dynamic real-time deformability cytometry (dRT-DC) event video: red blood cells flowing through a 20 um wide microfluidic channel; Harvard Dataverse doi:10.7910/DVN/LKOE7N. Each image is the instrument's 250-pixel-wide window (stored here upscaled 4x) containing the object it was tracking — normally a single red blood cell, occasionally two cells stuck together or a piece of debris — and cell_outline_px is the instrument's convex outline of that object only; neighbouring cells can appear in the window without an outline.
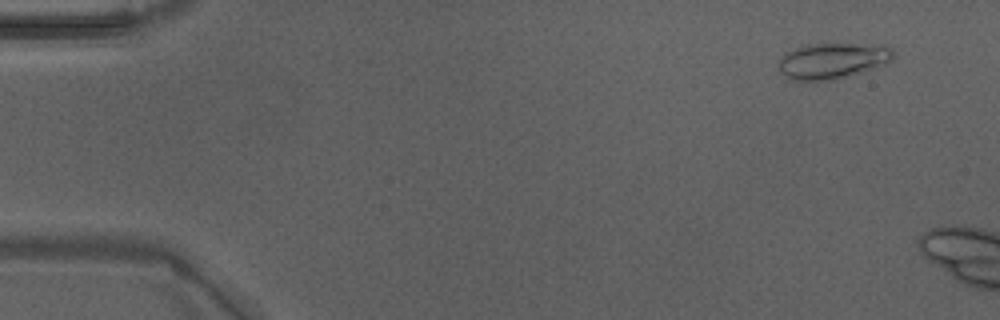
{"species": "Egyptian fruit bat (a non-hibernating species)", "species_latin": "Rousettus aegyptiacus", "temperature_condition": "warm", "stored_images_in_passage": 11, "camera_frame_rate_fps": 3000, "um_per_image_px": 0.085, "animal": {"sex": "male"}, "frame": {"image": 1, "passage_image": 4, "time_ms": 1.0, "image_size_px": [1000, 320], "cell_outline_px": [[892, 60], [888, 64], [832, 80], [792, 80], [784, 76], [780, 72], [780, 60], [788, 52], [796, 48], [808, 44], [884, 44], [892, 48]], "centroid_in_image_um": [70.81, 5.16], "position_along_channel_um": 14.2, "area_um2": 23.76}}